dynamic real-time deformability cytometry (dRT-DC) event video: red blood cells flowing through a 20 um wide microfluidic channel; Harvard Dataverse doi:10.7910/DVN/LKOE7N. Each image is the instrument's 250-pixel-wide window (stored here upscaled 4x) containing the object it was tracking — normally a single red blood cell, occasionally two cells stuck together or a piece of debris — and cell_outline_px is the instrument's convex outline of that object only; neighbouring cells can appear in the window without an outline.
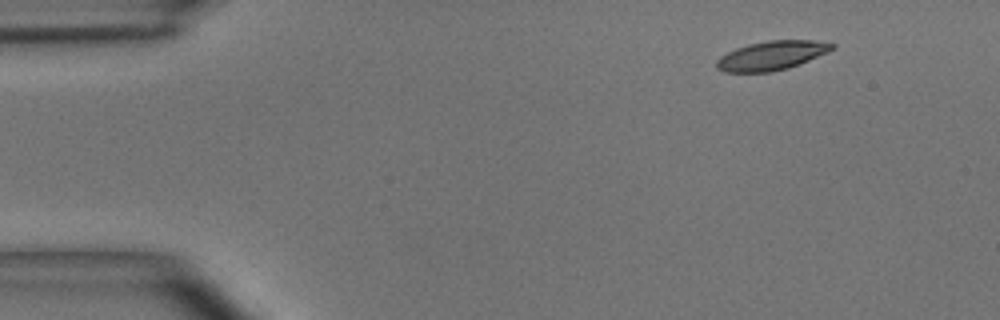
{"species": "common noctule bat (a hibernating species)", "species_latin": "Nyctalus noctula", "temperature_condition": "room temperature", "stored_images_in_passage": 4, "camera_frame_rate_fps": 3000, "um_per_image_px": 0.085, "animal": {"sex": "male", "body_mass_g": 15.6}, "frame": {"image": 1, "passage_image": 2, "time_ms": 0.333, "image_size_px": [1000, 320], "cell_outline_px": [[836, 48], [828, 52], [788, 68], [772, 72], [724, 72], [716, 68], [716, 60], [720, 56], [736, 48], [748, 44], [768, 40], [812, 40], [836, 44]], "centroid_in_image_um": [65.58, 4.72], "position_along_channel_um": 19.4, "area_um2": 19.59}}